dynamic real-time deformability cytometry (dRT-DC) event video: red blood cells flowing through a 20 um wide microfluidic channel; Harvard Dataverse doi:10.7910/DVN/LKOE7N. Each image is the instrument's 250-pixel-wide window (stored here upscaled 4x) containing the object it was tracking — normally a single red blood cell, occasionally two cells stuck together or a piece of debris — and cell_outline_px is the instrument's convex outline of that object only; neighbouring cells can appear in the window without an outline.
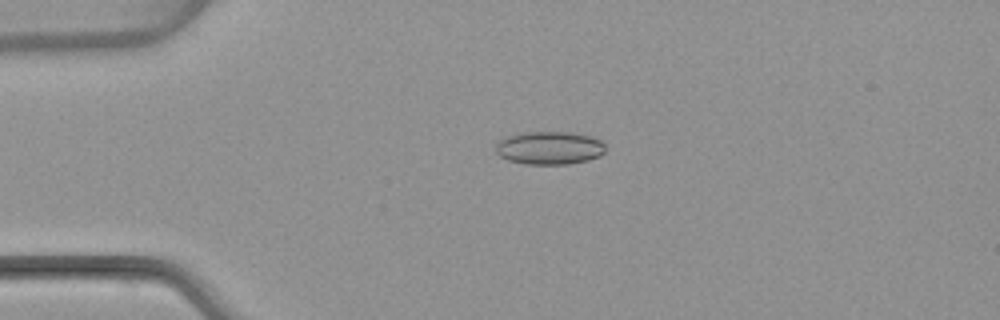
{"species": "common noctule bat (a hibernating species)", "species_latin": "Nyctalus noctula", "temperature_condition": "warm", "stored_images_in_passage": 51, "camera_frame_rate_fps": 3000, "um_per_image_px": 0.085, "animal": {"sex": "female", "body_mass_g": 22.7, "forearm_length_mm": 54.2}, "frame": {"image": 1, "passage_image": 12, "time_ms": 3.667, "image_size_px": [1000, 320], "cell_outline_px": [[604, 152], [600, 156], [588, 160], [568, 164], [524, 164], [508, 160], [500, 156], [496, 152], [496, 140], [520, 132], [572, 132], [592, 136], [600, 140], [604, 144]], "centroid_in_image_um": [46.68, 12.56], "position_along_channel_um": 38.3, "area_um2": 21.39}}
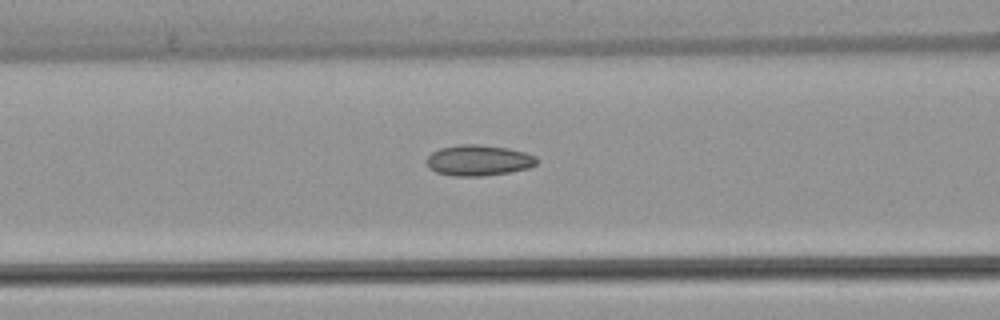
{"frame": {"image": 2, "passage_image": 21, "time_ms": 6.667, "image_size_px": [1000, 320], "cell_outline_px": [[536, 164], [528, 168], [508, 172], [484, 176], [452, 176], [436, 172], [428, 168], [428, 156], [432, 152], [440, 148], [460, 144], [480, 144], [508, 148], [524, 152], [536, 156]], "centroid_in_image_um": [40.66, 13.62], "position_along_channel_um": 125.9, "area_um2": 19.71}}
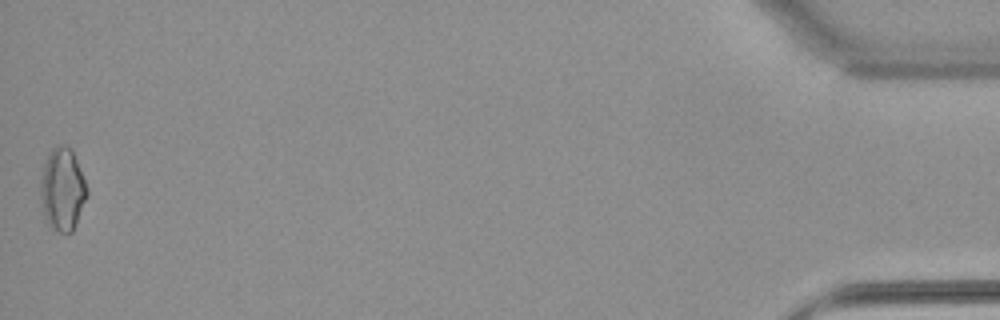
{"frame": {"image": 3, "passage_image": 51, "time_ms": 16.667, "image_size_px": [1000, 320], "cell_outline_px": [[88, 196], [72, 232], [60, 232], [52, 228], [48, 224], [44, 216], [40, 196], [40, 180], [44, 164], [48, 152], [56, 144], [64, 144], [72, 152], [76, 160], [88, 188]], "centroid_in_image_um": [5.3, 16.09], "position_along_channel_um": 429.9, "area_um2": 22.43}, "authors_computed_cell_mechanics": {"area_um2": 19.0162, "velocity_mm_per_s": 4.0133, "shape_relaxation_time_tau1_ms": null, "shape_relaxation_time_tau2_ms": 3.2164, "deformation_change_tau1": null, "deformation_change_tau2": 0.0919}}